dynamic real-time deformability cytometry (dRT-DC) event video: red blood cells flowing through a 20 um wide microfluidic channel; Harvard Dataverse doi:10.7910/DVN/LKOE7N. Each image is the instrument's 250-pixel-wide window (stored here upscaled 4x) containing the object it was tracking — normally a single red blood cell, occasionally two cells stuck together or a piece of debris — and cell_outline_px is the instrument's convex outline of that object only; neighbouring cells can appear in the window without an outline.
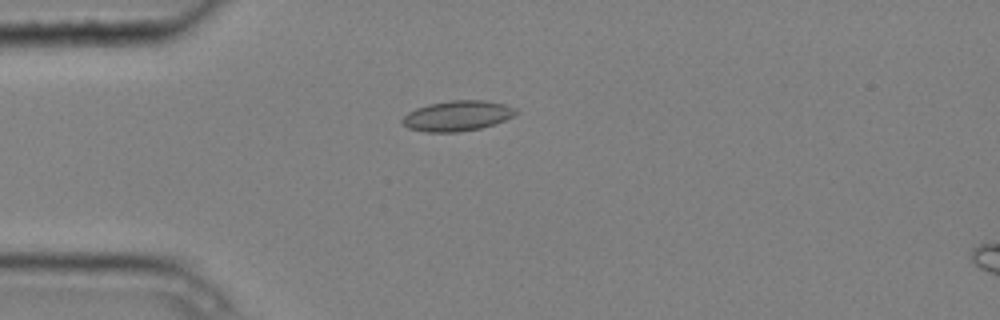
{"species": "common noctule bat (a hibernating species)", "species_latin": "Nyctalus noctula", "temperature_condition": "cold", "stored_images_in_passage": 5, "camera_frame_rate_fps": 3000, "um_per_image_px": 0.085, "animal": {"sex": "male", "body_mass_g": 20.4}, "frame": {"image": 1, "passage_image": 4, "time_ms": 1.0, "image_size_px": [1000, 320], "cell_outline_px": [[520, 112], [496, 124], [480, 128], [460, 132], [424, 132], [408, 128], [400, 120], [408, 112], [416, 108], [428, 104], [448, 100], [484, 100], [504, 104], [516, 108]], "centroid_in_image_um": [38.87, 9.84], "position_along_channel_um": 46.1, "area_um2": 20.23}}